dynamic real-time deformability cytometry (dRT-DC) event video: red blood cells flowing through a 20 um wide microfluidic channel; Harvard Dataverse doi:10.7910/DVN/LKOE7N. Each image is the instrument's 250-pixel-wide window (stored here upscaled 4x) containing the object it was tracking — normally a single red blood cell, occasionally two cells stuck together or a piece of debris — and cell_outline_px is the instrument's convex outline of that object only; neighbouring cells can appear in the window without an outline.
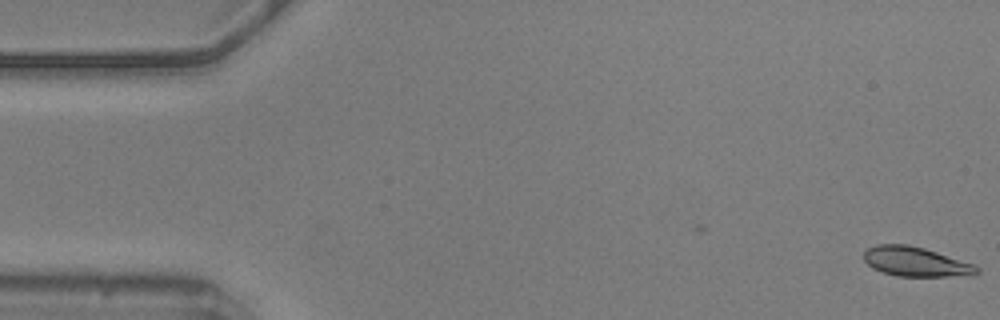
{"species": "common noctule bat (a hibernating species)", "species_latin": "Nyctalus noctula", "temperature_condition": "warm", "stored_images_in_passage": 3, "camera_frame_rate_fps": 3000, "um_per_image_px": 0.085, "animal": {"sex": "male", "body_mass_g": 20.5, "forearm_length_mm": 52.5}, "frame": {"image": 1, "passage_image": 3, "time_ms": 0.667, "image_size_px": [1000, 320], "cell_outline_px": [[980, 272], [972, 276], [896, 276], [872, 268], [864, 260], [864, 252], [868, 248], [876, 244], [908, 244], [924, 248], [972, 264], [980, 268]], "centroid_in_image_um": [77.83, 22.25], "position_along_channel_um": 7.2, "area_um2": 19.36}}